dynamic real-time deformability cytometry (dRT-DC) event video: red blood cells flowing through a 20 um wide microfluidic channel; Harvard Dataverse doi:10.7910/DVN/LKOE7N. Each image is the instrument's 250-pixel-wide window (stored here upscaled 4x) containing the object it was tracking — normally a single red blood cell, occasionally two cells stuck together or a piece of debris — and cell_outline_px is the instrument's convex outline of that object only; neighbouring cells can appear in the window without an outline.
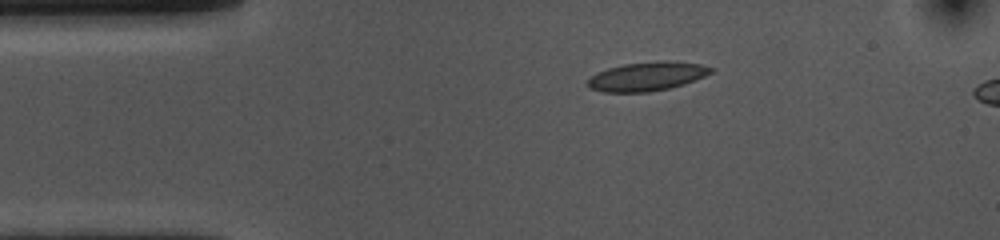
{"species": "common noctule bat (a hibernating species)", "species_latin": "Nyctalus noctula", "temperature_condition": "cold", "stored_images_in_passage": 44, "camera_frame_rate_fps": 3000, "um_per_image_px": 0.085, "animal": {"sex": "female", "body_mass_g": 10.0, "forearm_length_mm": 53.1}, "frame": {"image": 1, "passage_image": 1, "time_ms": 0.0, "image_size_px": [1000, 240], "cell_outline_px": [[716, 68], [712, 72], [704, 76], [684, 84], [668, 88], [648, 92], [604, 92], [588, 88], [584, 84], [596, 72], [608, 68], [624, 64], [656, 60], [668, 60], [704, 64]], "centroid_in_image_um": [55.0, 6.48], "position_along_channel_um": 30.0, "area_um2": 21.1}}
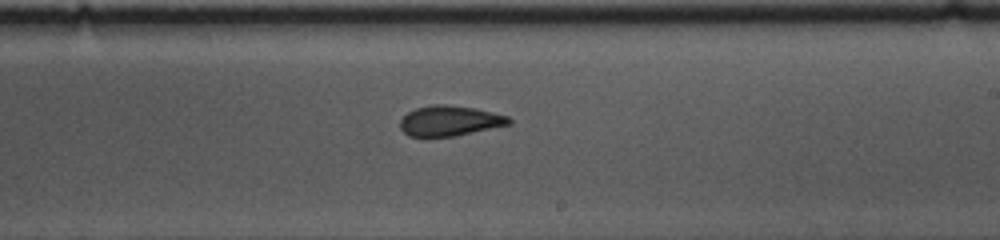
{"frame": {"image": 2, "passage_image": 22, "time_ms": 7.0, "image_size_px": [1000, 240], "cell_outline_px": [[512, 124], [456, 136], [408, 136], [400, 128], [400, 120], [408, 112], [416, 108], [432, 104], [444, 104], [476, 108], [508, 116], [512, 120]], "centroid_in_image_um": [38.25, 10.26], "position_along_channel_um": 250.8, "area_um2": 19.25}}
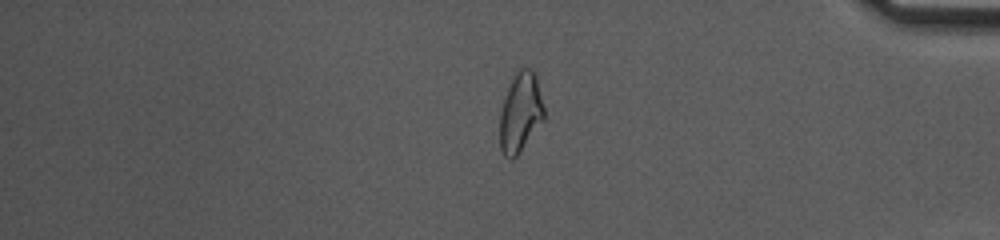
{"frame": {"image": 3, "passage_image": 36, "time_ms": 11.667, "image_size_px": [1000, 240], "cell_outline_px": [[544, 120], [516, 156], [512, 160], [508, 160], [504, 156], [500, 148], [500, 112], [504, 96], [516, 72], [520, 68], [532, 68], [536, 76], [544, 108]], "centroid_in_image_um": [44.23, 9.57], "position_along_channel_um": 391.0, "area_um2": 20.46}, "authors_computed_cell_mechanics": {"area_um2": 20.0566, "velocity_mm_per_s": 3.6624, "shape_relaxation_time_tau1_ms": 8.8397, "shape_relaxation_time_tau2_ms": 2.4878, "deformation_change_tau1": 0.1946, "deformation_change_tau2": 0.0988}}